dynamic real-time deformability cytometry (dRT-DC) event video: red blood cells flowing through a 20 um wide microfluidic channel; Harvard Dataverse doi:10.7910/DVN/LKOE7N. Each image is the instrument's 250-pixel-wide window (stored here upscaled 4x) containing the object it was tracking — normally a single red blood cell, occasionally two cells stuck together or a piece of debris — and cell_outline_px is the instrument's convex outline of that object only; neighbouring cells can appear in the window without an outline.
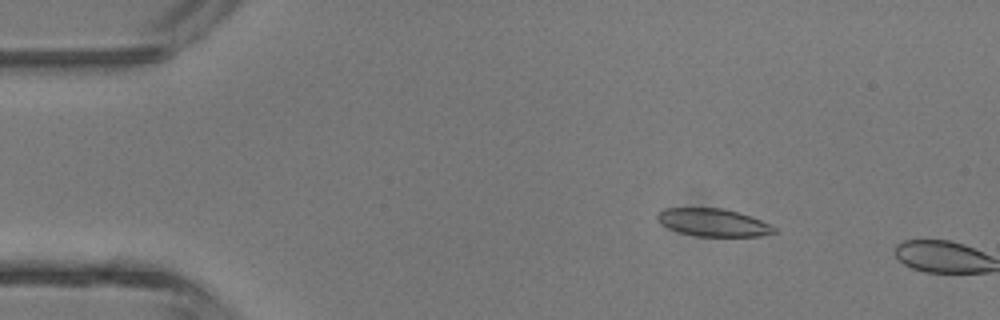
{"species": "common noctule bat (a hibernating species)", "species_latin": "Nyctalus noctula", "temperature_condition": "room temperature", "stored_images_in_passage": 3, "camera_frame_rate_fps": 3000, "um_per_image_px": 0.085, "animal": {"sex": "male", "body_mass_g": 13.3}, "frame": {"image": 1, "passage_image": 2, "time_ms": 1.333, "image_size_px": [1000, 320], "cell_outline_px": [[776, 232], [760, 236], [696, 236], [680, 232], [668, 228], [660, 224], [656, 220], [656, 216], [664, 208], [720, 208], [740, 212], [752, 216], [776, 228]], "centroid_in_image_um": [60.6, 18.91], "position_along_channel_um": 24.4, "area_um2": 18.84}}